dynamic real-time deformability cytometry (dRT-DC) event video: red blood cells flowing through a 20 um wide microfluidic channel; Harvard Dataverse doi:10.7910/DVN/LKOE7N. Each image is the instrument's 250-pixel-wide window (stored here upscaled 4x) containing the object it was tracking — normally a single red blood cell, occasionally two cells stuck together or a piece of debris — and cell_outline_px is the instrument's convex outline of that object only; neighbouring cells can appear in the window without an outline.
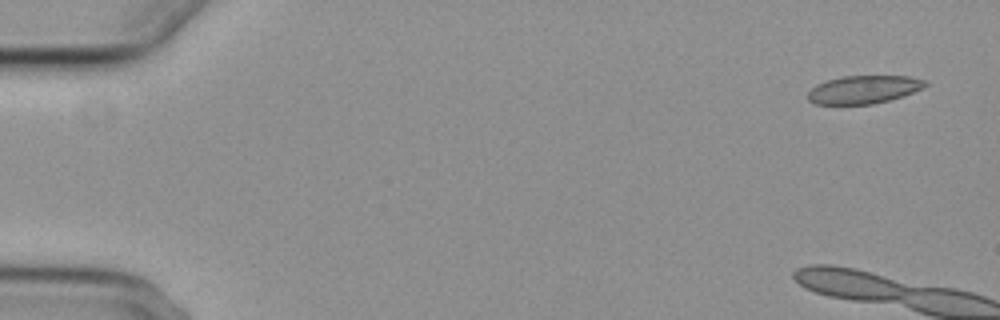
{"species": "common noctule bat (a hibernating species)", "species_latin": "Nyctalus noctula", "temperature_condition": "cold", "stored_images_in_passage": 6, "camera_frame_rate_fps": 3000, "um_per_image_px": 0.085, "animal": {"sex": "female", "body_mass_g": 29.2, "forearm_length_mm": 56.3}, "frame": {"image": 1, "passage_image": 1, "time_ms": 0.0, "image_size_px": [1000, 320], "cell_outline_px": [[928, 84], [912, 92], [888, 100], [872, 104], [816, 104], [808, 100], [808, 92], [816, 84], [828, 80], [844, 76], [908, 76], [924, 80]], "centroid_in_image_um": [73.37, 7.61], "position_along_channel_um": 11.6, "area_um2": 18.84}}
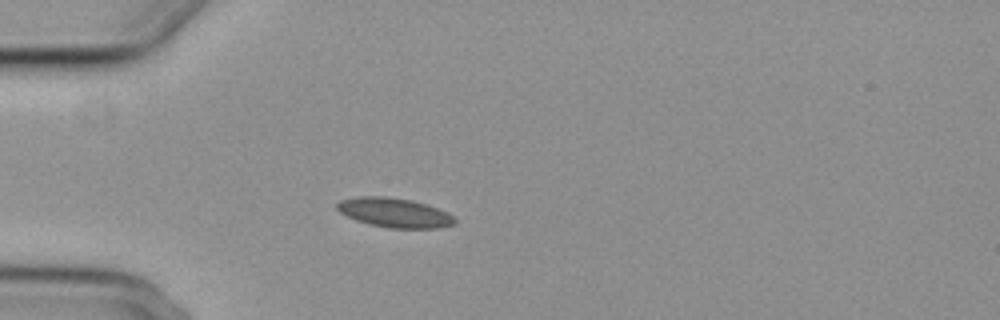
{"frame": {"image": 2, "passage_image": 6, "time_ms": 6.0, "image_size_px": [1000, 320], "cell_outline_px": [[456, 224], [440, 228], [388, 228], [368, 224], [356, 220], [340, 212], [336, 208], [336, 204], [340, 200], [360, 196], [388, 196], [412, 200], [448, 212], [456, 220]], "centroid_in_image_um": [33.53, 18.08], "position_along_channel_um": 51.5, "area_um2": 20.23}}